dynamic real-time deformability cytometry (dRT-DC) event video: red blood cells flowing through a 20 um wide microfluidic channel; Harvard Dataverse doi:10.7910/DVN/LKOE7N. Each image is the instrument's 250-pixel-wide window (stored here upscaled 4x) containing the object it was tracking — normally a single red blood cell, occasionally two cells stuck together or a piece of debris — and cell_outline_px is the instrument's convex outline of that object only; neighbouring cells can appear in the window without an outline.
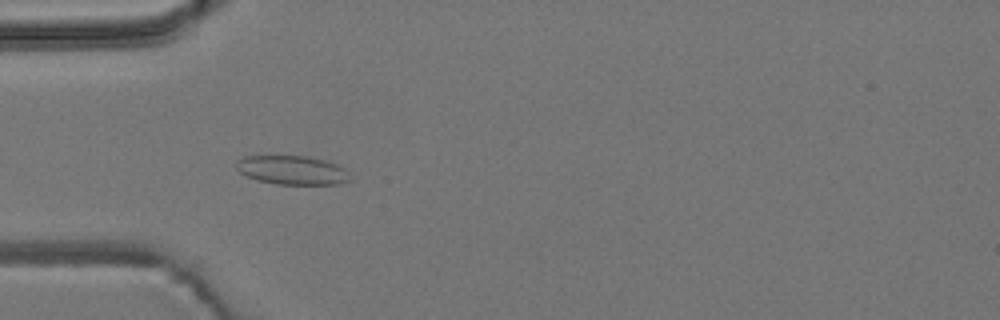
{"species": "common noctule bat (a hibernating species)", "species_latin": "Nyctalus noctula", "temperature_condition": "room temperature", "stored_images_in_passage": 34, "camera_frame_rate_fps": 3000, "um_per_image_px": 0.085, "animal": {"sex": "male", "body_mass_g": 19.2, "forearm_length_mm": 51.8}, "frame": {"image": 1, "passage_image": 4, "time_ms": 1.0, "image_size_px": [1000, 320], "cell_outline_px": [[348, 180], [336, 184], [276, 184], [256, 180], [240, 172], [236, 168], [236, 160], [244, 156], [308, 156], [324, 160], [336, 164], [344, 168]], "centroid_in_image_um": [24.76, 14.45], "position_along_channel_um": 60.2, "area_um2": 18.9}}
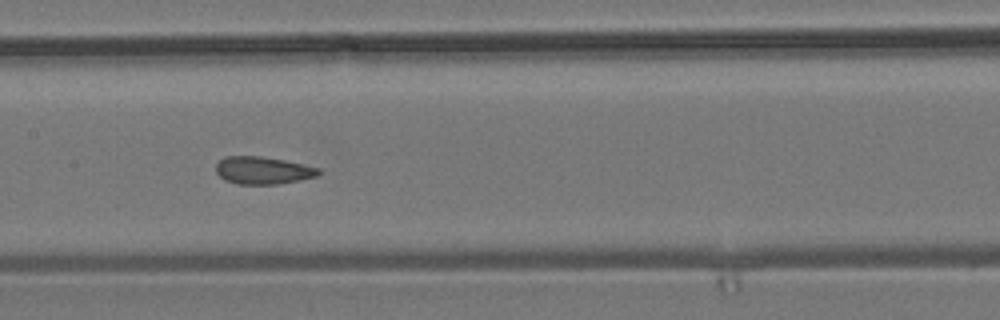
{"frame": {"image": 2, "passage_image": 14, "time_ms": 4.333, "image_size_px": [1000, 320], "cell_outline_px": [[320, 172], [316, 176], [300, 180], [280, 184], [236, 184], [224, 180], [216, 172], [216, 164], [224, 156], [260, 156], [284, 160], [304, 164], [320, 168]], "centroid_in_image_um": [22.33, 14.48], "position_along_channel_um": 185.1, "area_um2": 16.53}}
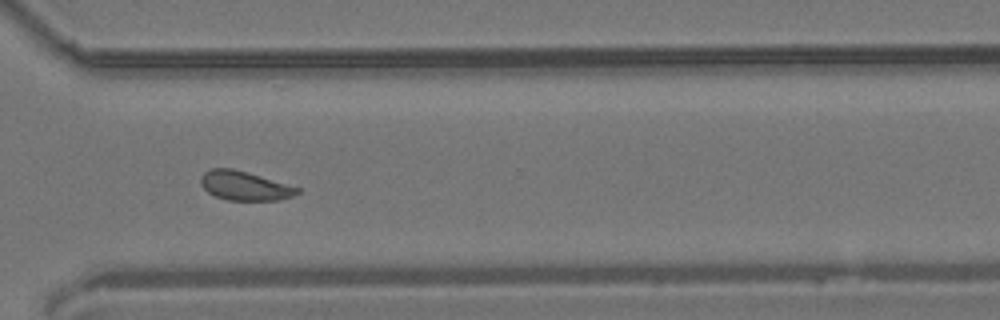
{"frame": {"image": 3, "passage_image": 27, "time_ms": 8.667, "image_size_px": [1000, 320], "cell_outline_px": [[300, 192], [292, 196], [280, 200], [228, 200], [216, 196], [208, 192], [200, 184], [200, 176], [204, 172], [212, 168], [232, 168], [248, 172], [300, 188]], "centroid_in_image_um": [20.78, 15.78], "position_along_channel_um": 349.8, "area_um2": 16.36}, "authors_computed_cell_mechanics": {"area_um2": 16.6175, "velocity_mm_per_s": 3.8041, "shape_relaxation_time_tau1_ms": null, "shape_relaxation_time_tau2_ms": 1.2459, "deformation_change_tau1": null, "deformation_change_tau2": 0.0498}}